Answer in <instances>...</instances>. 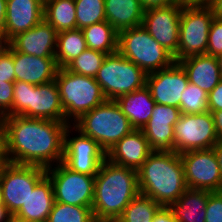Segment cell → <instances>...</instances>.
<instances>
[{
    "instance_id": "cell-1",
    "label": "cell",
    "mask_w": 222,
    "mask_h": 222,
    "mask_svg": "<svg viewBox=\"0 0 222 222\" xmlns=\"http://www.w3.org/2000/svg\"><path fill=\"white\" fill-rule=\"evenodd\" d=\"M3 119L10 163L47 169L63 162L68 122L24 116H3Z\"/></svg>"
},
{
    "instance_id": "cell-2",
    "label": "cell",
    "mask_w": 222,
    "mask_h": 222,
    "mask_svg": "<svg viewBox=\"0 0 222 222\" xmlns=\"http://www.w3.org/2000/svg\"><path fill=\"white\" fill-rule=\"evenodd\" d=\"M138 194L137 171L106 158L95 175L92 203L95 221H117Z\"/></svg>"
},
{
    "instance_id": "cell-3",
    "label": "cell",
    "mask_w": 222,
    "mask_h": 222,
    "mask_svg": "<svg viewBox=\"0 0 222 222\" xmlns=\"http://www.w3.org/2000/svg\"><path fill=\"white\" fill-rule=\"evenodd\" d=\"M139 193L161 206L175 202L188 188L180 154L153 151L137 170Z\"/></svg>"
},
{
    "instance_id": "cell-4",
    "label": "cell",
    "mask_w": 222,
    "mask_h": 222,
    "mask_svg": "<svg viewBox=\"0 0 222 222\" xmlns=\"http://www.w3.org/2000/svg\"><path fill=\"white\" fill-rule=\"evenodd\" d=\"M55 81L65 120L70 125L107 100L95 78L73 73L66 67L58 68Z\"/></svg>"
},
{
    "instance_id": "cell-5",
    "label": "cell",
    "mask_w": 222,
    "mask_h": 222,
    "mask_svg": "<svg viewBox=\"0 0 222 222\" xmlns=\"http://www.w3.org/2000/svg\"><path fill=\"white\" fill-rule=\"evenodd\" d=\"M83 135L95 140L106 153L134 128L115 100H106L72 124Z\"/></svg>"
},
{
    "instance_id": "cell-6",
    "label": "cell",
    "mask_w": 222,
    "mask_h": 222,
    "mask_svg": "<svg viewBox=\"0 0 222 222\" xmlns=\"http://www.w3.org/2000/svg\"><path fill=\"white\" fill-rule=\"evenodd\" d=\"M13 116L67 122L56 81L41 85L15 81Z\"/></svg>"
},
{
    "instance_id": "cell-7",
    "label": "cell",
    "mask_w": 222,
    "mask_h": 222,
    "mask_svg": "<svg viewBox=\"0 0 222 222\" xmlns=\"http://www.w3.org/2000/svg\"><path fill=\"white\" fill-rule=\"evenodd\" d=\"M118 52L146 74L172 66L174 56L140 25L118 32Z\"/></svg>"
},
{
    "instance_id": "cell-8",
    "label": "cell",
    "mask_w": 222,
    "mask_h": 222,
    "mask_svg": "<svg viewBox=\"0 0 222 222\" xmlns=\"http://www.w3.org/2000/svg\"><path fill=\"white\" fill-rule=\"evenodd\" d=\"M147 74L118 51L106 55L95 77L107 100H116L146 85Z\"/></svg>"
},
{
    "instance_id": "cell-9",
    "label": "cell",
    "mask_w": 222,
    "mask_h": 222,
    "mask_svg": "<svg viewBox=\"0 0 222 222\" xmlns=\"http://www.w3.org/2000/svg\"><path fill=\"white\" fill-rule=\"evenodd\" d=\"M214 17L209 5L183 6L179 27L178 61L189 56L206 54L209 29Z\"/></svg>"
},
{
    "instance_id": "cell-10",
    "label": "cell",
    "mask_w": 222,
    "mask_h": 222,
    "mask_svg": "<svg viewBox=\"0 0 222 222\" xmlns=\"http://www.w3.org/2000/svg\"><path fill=\"white\" fill-rule=\"evenodd\" d=\"M50 178L55 202L92 208L95 176L72 171L63 162L46 169Z\"/></svg>"
},
{
    "instance_id": "cell-11",
    "label": "cell",
    "mask_w": 222,
    "mask_h": 222,
    "mask_svg": "<svg viewBox=\"0 0 222 222\" xmlns=\"http://www.w3.org/2000/svg\"><path fill=\"white\" fill-rule=\"evenodd\" d=\"M46 175V169L35 165L9 163L0 177L2 203L14 216L25 205L30 192Z\"/></svg>"
},
{
    "instance_id": "cell-12",
    "label": "cell",
    "mask_w": 222,
    "mask_h": 222,
    "mask_svg": "<svg viewBox=\"0 0 222 222\" xmlns=\"http://www.w3.org/2000/svg\"><path fill=\"white\" fill-rule=\"evenodd\" d=\"M106 158V151L95 140L83 135L73 125H68L64 132L63 157V163L68 168L95 176Z\"/></svg>"
},
{
    "instance_id": "cell-13",
    "label": "cell",
    "mask_w": 222,
    "mask_h": 222,
    "mask_svg": "<svg viewBox=\"0 0 222 222\" xmlns=\"http://www.w3.org/2000/svg\"><path fill=\"white\" fill-rule=\"evenodd\" d=\"M219 141L211 112L181 114L174 125V151L178 154L213 148Z\"/></svg>"
},
{
    "instance_id": "cell-14",
    "label": "cell",
    "mask_w": 222,
    "mask_h": 222,
    "mask_svg": "<svg viewBox=\"0 0 222 222\" xmlns=\"http://www.w3.org/2000/svg\"><path fill=\"white\" fill-rule=\"evenodd\" d=\"M180 157L188 188L222 191V176L213 148L187 151Z\"/></svg>"
},
{
    "instance_id": "cell-15",
    "label": "cell",
    "mask_w": 222,
    "mask_h": 222,
    "mask_svg": "<svg viewBox=\"0 0 222 222\" xmlns=\"http://www.w3.org/2000/svg\"><path fill=\"white\" fill-rule=\"evenodd\" d=\"M183 6L149 8L144 10L142 26L178 62L181 10Z\"/></svg>"
},
{
    "instance_id": "cell-16",
    "label": "cell",
    "mask_w": 222,
    "mask_h": 222,
    "mask_svg": "<svg viewBox=\"0 0 222 222\" xmlns=\"http://www.w3.org/2000/svg\"><path fill=\"white\" fill-rule=\"evenodd\" d=\"M183 67L175 62L172 66L147 74L146 86L156 104L179 108L181 96L188 85Z\"/></svg>"
},
{
    "instance_id": "cell-17",
    "label": "cell",
    "mask_w": 222,
    "mask_h": 222,
    "mask_svg": "<svg viewBox=\"0 0 222 222\" xmlns=\"http://www.w3.org/2000/svg\"><path fill=\"white\" fill-rule=\"evenodd\" d=\"M180 108L155 104L149 121L141 129L153 151H174V125Z\"/></svg>"
},
{
    "instance_id": "cell-18",
    "label": "cell",
    "mask_w": 222,
    "mask_h": 222,
    "mask_svg": "<svg viewBox=\"0 0 222 222\" xmlns=\"http://www.w3.org/2000/svg\"><path fill=\"white\" fill-rule=\"evenodd\" d=\"M56 30L44 19L28 31L15 36L9 44L18 52L36 57H55Z\"/></svg>"
},
{
    "instance_id": "cell-19",
    "label": "cell",
    "mask_w": 222,
    "mask_h": 222,
    "mask_svg": "<svg viewBox=\"0 0 222 222\" xmlns=\"http://www.w3.org/2000/svg\"><path fill=\"white\" fill-rule=\"evenodd\" d=\"M44 19V4L39 0H7L6 41L39 24Z\"/></svg>"
},
{
    "instance_id": "cell-20",
    "label": "cell",
    "mask_w": 222,
    "mask_h": 222,
    "mask_svg": "<svg viewBox=\"0 0 222 222\" xmlns=\"http://www.w3.org/2000/svg\"><path fill=\"white\" fill-rule=\"evenodd\" d=\"M15 81L41 85L55 80L58 66L55 57H36L13 48Z\"/></svg>"
},
{
    "instance_id": "cell-21",
    "label": "cell",
    "mask_w": 222,
    "mask_h": 222,
    "mask_svg": "<svg viewBox=\"0 0 222 222\" xmlns=\"http://www.w3.org/2000/svg\"><path fill=\"white\" fill-rule=\"evenodd\" d=\"M152 152L142 130L134 129L107 152V159L137 171Z\"/></svg>"
},
{
    "instance_id": "cell-22",
    "label": "cell",
    "mask_w": 222,
    "mask_h": 222,
    "mask_svg": "<svg viewBox=\"0 0 222 222\" xmlns=\"http://www.w3.org/2000/svg\"><path fill=\"white\" fill-rule=\"evenodd\" d=\"M191 84L197 85L207 93L211 92L222 80L217 58L208 55H193L179 60Z\"/></svg>"
},
{
    "instance_id": "cell-23",
    "label": "cell",
    "mask_w": 222,
    "mask_h": 222,
    "mask_svg": "<svg viewBox=\"0 0 222 222\" xmlns=\"http://www.w3.org/2000/svg\"><path fill=\"white\" fill-rule=\"evenodd\" d=\"M55 203L53 185L50 178L45 175L30 192L20 210L13 216V220L47 221Z\"/></svg>"
},
{
    "instance_id": "cell-24",
    "label": "cell",
    "mask_w": 222,
    "mask_h": 222,
    "mask_svg": "<svg viewBox=\"0 0 222 222\" xmlns=\"http://www.w3.org/2000/svg\"><path fill=\"white\" fill-rule=\"evenodd\" d=\"M115 101L134 129H142L145 126L156 104L146 85L132 93L120 96Z\"/></svg>"
},
{
    "instance_id": "cell-25",
    "label": "cell",
    "mask_w": 222,
    "mask_h": 222,
    "mask_svg": "<svg viewBox=\"0 0 222 222\" xmlns=\"http://www.w3.org/2000/svg\"><path fill=\"white\" fill-rule=\"evenodd\" d=\"M209 191L187 188L167 207L177 222H205Z\"/></svg>"
},
{
    "instance_id": "cell-26",
    "label": "cell",
    "mask_w": 222,
    "mask_h": 222,
    "mask_svg": "<svg viewBox=\"0 0 222 222\" xmlns=\"http://www.w3.org/2000/svg\"><path fill=\"white\" fill-rule=\"evenodd\" d=\"M106 21L118 32L142 25L144 9L139 0H104Z\"/></svg>"
},
{
    "instance_id": "cell-27",
    "label": "cell",
    "mask_w": 222,
    "mask_h": 222,
    "mask_svg": "<svg viewBox=\"0 0 222 222\" xmlns=\"http://www.w3.org/2000/svg\"><path fill=\"white\" fill-rule=\"evenodd\" d=\"M87 48L81 29L76 28L57 33L55 61L58 68H65Z\"/></svg>"
},
{
    "instance_id": "cell-28",
    "label": "cell",
    "mask_w": 222,
    "mask_h": 222,
    "mask_svg": "<svg viewBox=\"0 0 222 222\" xmlns=\"http://www.w3.org/2000/svg\"><path fill=\"white\" fill-rule=\"evenodd\" d=\"M87 47L107 55L118 51V31L107 21H101L82 29Z\"/></svg>"
},
{
    "instance_id": "cell-29",
    "label": "cell",
    "mask_w": 222,
    "mask_h": 222,
    "mask_svg": "<svg viewBox=\"0 0 222 222\" xmlns=\"http://www.w3.org/2000/svg\"><path fill=\"white\" fill-rule=\"evenodd\" d=\"M44 20L57 33L76 29V8L74 0H47L44 3Z\"/></svg>"
},
{
    "instance_id": "cell-30",
    "label": "cell",
    "mask_w": 222,
    "mask_h": 222,
    "mask_svg": "<svg viewBox=\"0 0 222 222\" xmlns=\"http://www.w3.org/2000/svg\"><path fill=\"white\" fill-rule=\"evenodd\" d=\"M162 206L149 196L139 193L124 209L117 222H152Z\"/></svg>"
},
{
    "instance_id": "cell-31",
    "label": "cell",
    "mask_w": 222,
    "mask_h": 222,
    "mask_svg": "<svg viewBox=\"0 0 222 222\" xmlns=\"http://www.w3.org/2000/svg\"><path fill=\"white\" fill-rule=\"evenodd\" d=\"M76 28L83 29L95 23L106 21L104 0H74Z\"/></svg>"
},
{
    "instance_id": "cell-32",
    "label": "cell",
    "mask_w": 222,
    "mask_h": 222,
    "mask_svg": "<svg viewBox=\"0 0 222 222\" xmlns=\"http://www.w3.org/2000/svg\"><path fill=\"white\" fill-rule=\"evenodd\" d=\"M47 222H96L92 208L55 202Z\"/></svg>"
},
{
    "instance_id": "cell-33",
    "label": "cell",
    "mask_w": 222,
    "mask_h": 222,
    "mask_svg": "<svg viewBox=\"0 0 222 222\" xmlns=\"http://www.w3.org/2000/svg\"><path fill=\"white\" fill-rule=\"evenodd\" d=\"M106 55L103 52L87 48L66 68L73 73L95 78Z\"/></svg>"
},
{
    "instance_id": "cell-34",
    "label": "cell",
    "mask_w": 222,
    "mask_h": 222,
    "mask_svg": "<svg viewBox=\"0 0 222 222\" xmlns=\"http://www.w3.org/2000/svg\"><path fill=\"white\" fill-rule=\"evenodd\" d=\"M181 114H202L209 112L208 93L197 85L188 83L180 102Z\"/></svg>"
},
{
    "instance_id": "cell-35",
    "label": "cell",
    "mask_w": 222,
    "mask_h": 222,
    "mask_svg": "<svg viewBox=\"0 0 222 222\" xmlns=\"http://www.w3.org/2000/svg\"><path fill=\"white\" fill-rule=\"evenodd\" d=\"M206 54L214 57L222 54V20L216 17L210 25Z\"/></svg>"
},
{
    "instance_id": "cell-36",
    "label": "cell",
    "mask_w": 222,
    "mask_h": 222,
    "mask_svg": "<svg viewBox=\"0 0 222 222\" xmlns=\"http://www.w3.org/2000/svg\"><path fill=\"white\" fill-rule=\"evenodd\" d=\"M0 80L11 83L15 82L13 47L9 43L6 49L0 53Z\"/></svg>"
},
{
    "instance_id": "cell-37",
    "label": "cell",
    "mask_w": 222,
    "mask_h": 222,
    "mask_svg": "<svg viewBox=\"0 0 222 222\" xmlns=\"http://www.w3.org/2000/svg\"><path fill=\"white\" fill-rule=\"evenodd\" d=\"M14 83L0 80V116H13Z\"/></svg>"
},
{
    "instance_id": "cell-38",
    "label": "cell",
    "mask_w": 222,
    "mask_h": 222,
    "mask_svg": "<svg viewBox=\"0 0 222 222\" xmlns=\"http://www.w3.org/2000/svg\"><path fill=\"white\" fill-rule=\"evenodd\" d=\"M205 222H222V191H209Z\"/></svg>"
},
{
    "instance_id": "cell-39",
    "label": "cell",
    "mask_w": 222,
    "mask_h": 222,
    "mask_svg": "<svg viewBox=\"0 0 222 222\" xmlns=\"http://www.w3.org/2000/svg\"><path fill=\"white\" fill-rule=\"evenodd\" d=\"M209 111L222 110V80L208 93Z\"/></svg>"
},
{
    "instance_id": "cell-40",
    "label": "cell",
    "mask_w": 222,
    "mask_h": 222,
    "mask_svg": "<svg viewBox=\"0 0 222 222\" xmlns=\"http://www.w3.org/2000/svg\"><path fill=\"white\" fill-rule=\"evenodd\" d=\"M142 8L147 10L149 8L168 7L175 5V0H139Z\"/></svg>"
},
{
    "instance_id": "cell-41",
    "label": "cell",
    "mask_w": 222,
    "mask_h": 222,
    "mask_svg": "<svg viewBox=\"0 0 222 222\" xmlns=\"http://www.w3.org/2000/svg\"><path fill=\"white\" fill-rule=\"evenodd\" d=\"M152 222H177L168 207L162 206L155 214Z\"/></svg>"
},
{
    "instance_id": "cell-42",
    "label": "cell",
    "mask_w": 222,
    "mask_h": 222,
    "mask_svg": "<svg viewBox=\"0 0 222 222\" xmlns=\"http://www.w3.org/2000/svg\"><path fill=\"white\" fill-rule=\"evenodd\" d=\"M6 10L7 0H0V34L6 39Z\"/></svg>"
},
{
    "instance_id": "cell-43",
    "label": "cell",
    "mask_w": 222,
    "mask_h": 222,
    "mask_svg": "<svg viewBox=\"0 0 222 222\" xmlns=\"http://www.w3.org/2000/svg\"><path fill=\"white\" fill-rule=\"evenodd\" d=\"M210 112L214 121L215 131L218 139L222 140V110Z\"/></svg>"
},
{
    "instance_id": "cell-44",
    "label": "cell",
    "mask_w": 222,
    "mask_h": 222,
    "mask_svg": "<svg viewBox=\"0 0 222 222\" xmlns=\"http://www.w3.org/2000/svg\"><path fill=\"white\" fill-rule=\"evenodd\" d=\"M212 0H175L177 5L181 6H206L210 5Z\"/></svg>"
},
{
    "instance_id": "cell-45",
    "label": "cell",
    "mask_w": 222,
    "mask_h": 222,
    "mask_svg": "<svg viewBox=\"0 0 222 222\" xmlns=\"http://www.w3.org/2000/svg\"><path fill=\"white\" fill-rule=\"evenodd\" d=\"M0 153H7L5 139V124L2 116H0Z\"/></svg>"
},
{
    "instance_id": "cell-46",
    "label": "cell",
    "mask_w": 222,
    "mask_h": 222,
    "mask_svg": "<svg viewBox=\"0 0 222 222\" xmlns=\"http://www.w3.org/2000/svg\"><path fill=\"white\" fill-rule=\"evenodd\" d=\"M217 19L222 20V0H212L209 5Z\"/></svg>"
},
{
    "instance_id": "cell-47",
    "label": "cell",
    "mask_w": 222,
    "mask_h": 222,
    "mask_svg": "<svg viewBox=\"0 0 222 222\" xmlns=\"http://www.w3.org/2000/svg\"><path fill=\"white\" fill-rule=\"evenodd\" d=\"M217 161H218V165H219V169H220V173L222 176V140H219L214 146H213Z\"/></svg>"
},
{
    "instance_id": "cell-48",
    "label": "cell",
    "mask_w": 222,
    "mask_h": 222,
    "mask_svg": "<svg viewBox=\"0 0 222 222\" xmlns=\"http://www.w3.org/2000/svg\"><path fill=\"white\" fill-rule=\"evenodd\" d=\"M0 222H13V216L3 203L0 204Z\"/></svg>"
},
{
    "instance_id": "cell-49",
    "label": "cell",
    "mask_w": 222,
    "mask_h": 222,
    "mask_svg": "<svg viewBox=\"0 0 222 222\" xmlns=\"http://www.w3.org/2000/svg\"><path fill=\"white\" fill-rule=\"evenodd\" d=\"M7 153H0V177L5 167L9 164Z\"/></svg>"
},
{
    "instance_id": "cell-50",
    "label": "cell",
    "mask_w": 222,
    "mask_h": 222,
    "mask_svg": "<svg viewBox=\"0 0 222 222\" xmlns=\"http://www.w3.org/2000/svg\"><path fill=\"white\" fill-rule=\"evenodd\" d=\"M8 42L6 41L5 37L0 34V53L6 49Z\"/></svg>"
},
{
    "instance_id": "cell-51",
    "label": "cell",
    "mask_w": 222,
    "mask_h": 222,
    "mask_svg": "<svg viewBox=\"0 0 222 222\" xmlns=\"http://www.w3.org/2000/svg\"><path fill=\"white\" fill-rule=\"evenodd\" d=\"M216 58H217V61H218L220 72L222 74V54L217 56Z\"/></svg>"
},
{
    "instance_id": "cell-52",
    "label": "cell",
    "mask_w": 222,
    "mask_h": 222,
    "mask_svg": "<svg viewBox=\"0 0 222 222\" xmlns=\"http://www.w3.org/2000/svg\"><path fill=\"white\" fill-rule=\"evenodd\" d=\"M13 222H32V221L13 220ZM37 222H47V221H37Z\"/></svg>"
},
{
    "instance_id": "cell-53",
    "label": "cell",
    "mask_w": 222,
    "mask_h": 222,
    "mask_svg": "<svg viewBox=\"0 0 222 222\" xmlns=\"http://www.w3.org/2000/svg\"><path fill=\"white\" fill-rule=\"evenodd\" d=\"M2 203V195H1V188H0V204Z\"/></svg>"
},
{
    "instance_id": "cell-54",
    "label": "cell",
    "mask_w": 222,
    "mask_h": 222,
    "mask_svg": "<svg viewBox=\"0 0 222 222\" xmlns=\"http://www.w3.org/2000/svg\"><path fill=\"white\" fill-rule=\"evenodd\" d=\"M39 1H41L44 4L47 0H39Z\"/></svg>"
}]
</instances>
